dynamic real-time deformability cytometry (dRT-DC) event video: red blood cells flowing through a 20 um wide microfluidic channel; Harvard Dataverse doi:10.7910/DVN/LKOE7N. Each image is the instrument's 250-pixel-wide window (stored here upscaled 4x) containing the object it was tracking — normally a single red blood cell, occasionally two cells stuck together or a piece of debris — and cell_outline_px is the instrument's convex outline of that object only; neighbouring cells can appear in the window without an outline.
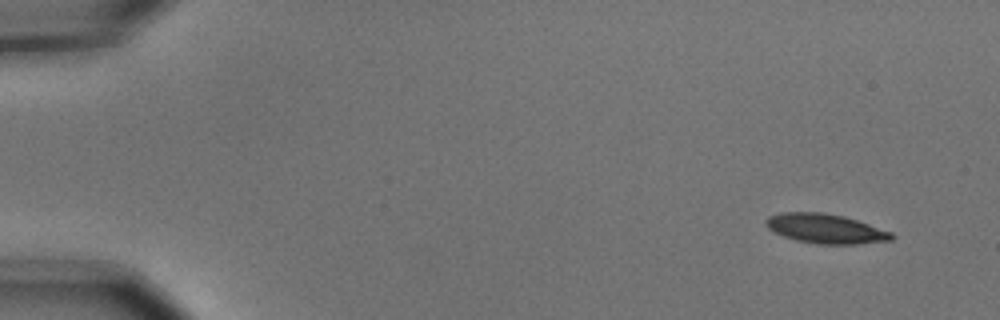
{"species": "common noctule bat (a hibernating species)", "species_latin": "Nyctalus noctula", "temperature_condition": "cold", "stored_images_in_passage": 6, "camera_frame_rate_fps": 3000, "um_per_image_px": 0.085, "animal": {"sex": "male", "body_mass_g": 15.6}, "frame": {"image": 1, "passage_image": 1, "time_ms": 0.0, "image_size_px": [1000, 320], "cell_outline_px": [[896, 236], [892, 240], [856, 244], [816, 244], [796, 240], [784, 236], [768, 228], [764, 224], [764, 220], [768, 216], [780, 212], [824, 212], [844, 216], [892, 232]], "centroid_in_image_um": [70.16, 19.43], "position_along_channel_um": 14.8, "area_um2": 21.68}}
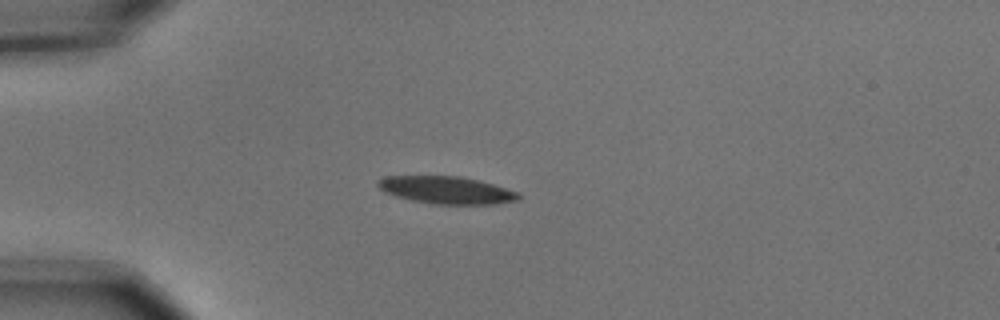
{"frame": {"image": 2, "passage_image": 4, "time_ms": 1.0, "image_size_px": [1000, 320], "cell_outline_px": [[520, 200], [496, 204], [432, 204], [412, 200], [396, 196], [384, 192], [376, 184], [376, 180], [384, 176], [460, 176], [480, 180], [520, 192]], "centroid_in_image_um": [37.97, 16.15], "position_along_channel_um": 47.0, "area_um2": 22.72}}
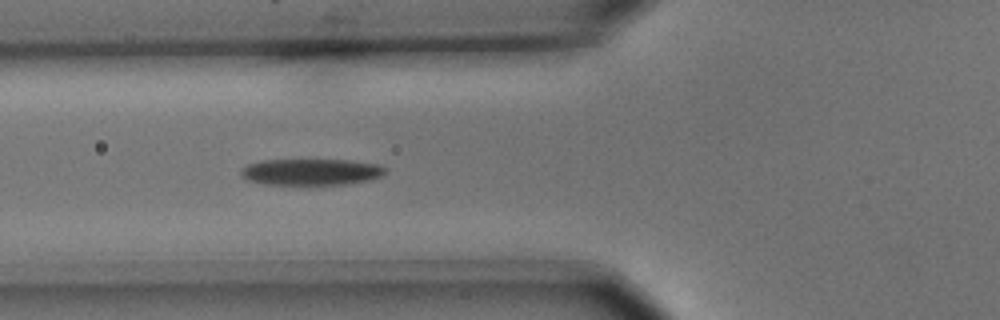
{"frame": {"image": 3, "passage_image": 6, "time_ms": 1.667, "image_size_px": [1000, 320], "cell_outline_px": [[388, 168], [384, 176], [372, 180], [348, 184], [264, 184], [248, 180], [240, 176], [240, 172], [248, 164], [260, 160], [348, 160], [380, 164]], "centroid_in_image_um": [26.52, 14.61], "position_along_channel_um": 99.3, "area_um2": 22.43}}